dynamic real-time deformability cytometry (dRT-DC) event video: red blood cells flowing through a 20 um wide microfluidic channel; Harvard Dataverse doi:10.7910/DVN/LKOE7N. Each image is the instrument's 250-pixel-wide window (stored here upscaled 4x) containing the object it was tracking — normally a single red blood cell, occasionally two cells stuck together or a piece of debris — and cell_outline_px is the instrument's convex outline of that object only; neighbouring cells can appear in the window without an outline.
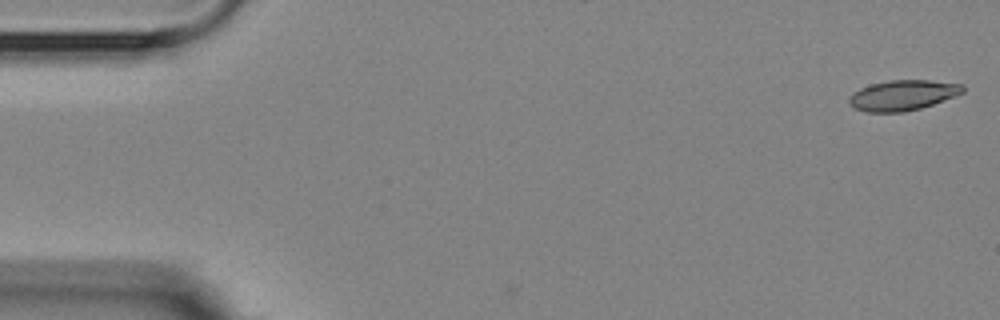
{"species": "Egyptian fruit bat (a non-hibernating species)", "species_latin": "Rousettus aegyptiacus", "temperature_condition": "room temperature", "stored_images_in_passage": 3, "camera_frame_rate_fps": 3000, "um_per_image_px": 0.085, "animal": {"sex": "female"}, "frame": {"image": 1, "passage_image": 1, "time_ms": 0.0, "image_size_px": [1000, 320], "cell_outline_px": [[964, 92], [956, 96], [920, 108], [904, 112], [868, 112], [856, 108], [848, 104], [848, 96], [852, 92], [860, 88], [872, 84], [892, 80], [928, 80], [964, 84]], "centroid_in_image_um": [76.73, 8.09], "position_along_channel_um": 8.3, "area_um2": 20.11}}